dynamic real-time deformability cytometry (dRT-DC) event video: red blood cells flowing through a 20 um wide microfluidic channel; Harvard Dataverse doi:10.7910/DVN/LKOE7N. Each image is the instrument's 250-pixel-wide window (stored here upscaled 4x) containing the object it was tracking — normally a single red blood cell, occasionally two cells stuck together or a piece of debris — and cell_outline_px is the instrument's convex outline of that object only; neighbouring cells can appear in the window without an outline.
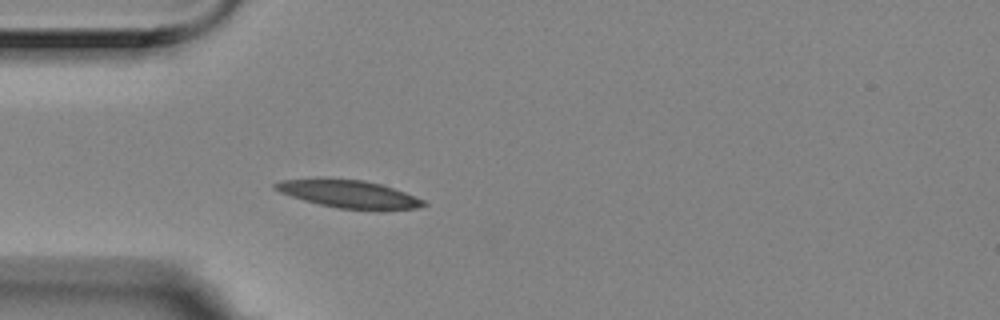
{"species": "Egyptian fruit bat (a non-hibernating species)", "species_latin": "Rousettus aegyptiacus", "temperature_condition": "room temperature", "stored_images_in_passage": 3, "camera_frame_rate_fps": 3000, "um_per_image_px": 0.085, "animal": {"sex": "female"}, "frame": {"image": 1, "passage_image": 3, "time_ms": 0.667, "image_size_px": [1000, 320], "cell_outline_px": [[428, 204], [420, 208], [336, 208], [304, 200], [280, 192], [272, 188], [272, 184], [280, 180], [316, 176], [324, 176], [364, 180], [380, 184], [404, 192], [424, 200]], "centroid_in_image_um": [29.5, 16.42], "position_along_channel_um": 55.5, "area_um2": 24.04}}